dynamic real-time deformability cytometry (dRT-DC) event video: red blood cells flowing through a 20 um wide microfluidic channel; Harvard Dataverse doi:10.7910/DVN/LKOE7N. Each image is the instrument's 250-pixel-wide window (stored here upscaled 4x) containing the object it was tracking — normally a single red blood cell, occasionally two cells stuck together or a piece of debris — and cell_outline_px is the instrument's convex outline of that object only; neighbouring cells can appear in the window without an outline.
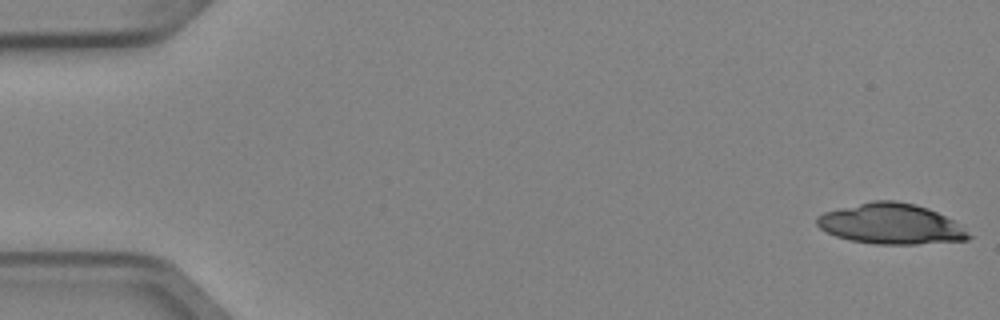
{"species": "Egyptian fruit bat (a non-hibernating species)", "species_latin": "Rousettus aegyptiacus", "temperature_condition": "cold", "stored_images_in_passage": 4, "camera_frame_rate_fps": 3000, "um_per_image_px": 0.085, "animal": {"sex": "female"}, "frame": {"image": 1, "passage_image": 1, "time_ms": 0.0, "image_size_px": [1000, 320], "cell_outline_px": [[976, 236], [968, 240], [916, 244], [876, 244], [848, 240], [836, 236], [820, 228], [816, 224], [816, 216], [824, 212], [872, 200], [896, 200], [916, 204], [928, 208], [952, 220]], "centroid_in_image_um": [75.75, 19.03], "position_along_channel_um": 9.3, "area_um2": 35.95}}